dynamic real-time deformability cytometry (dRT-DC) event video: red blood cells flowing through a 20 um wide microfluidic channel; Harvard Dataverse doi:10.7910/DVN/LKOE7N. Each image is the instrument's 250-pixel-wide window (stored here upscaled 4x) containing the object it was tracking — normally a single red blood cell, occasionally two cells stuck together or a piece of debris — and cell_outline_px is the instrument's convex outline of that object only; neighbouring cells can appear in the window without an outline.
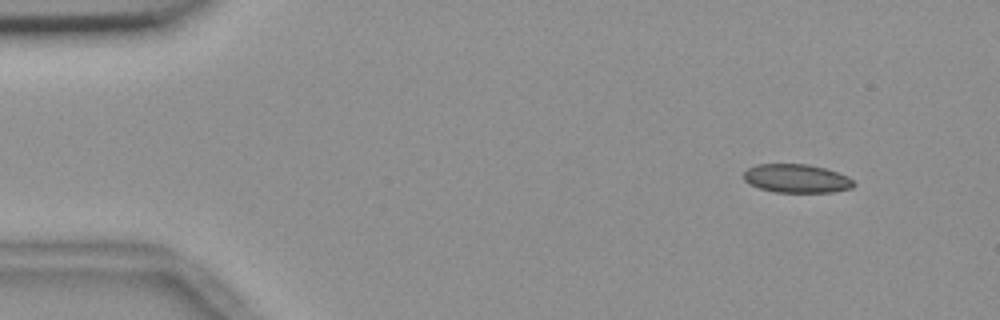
{"species": "common noctule bat (a hibernating species)", "species_latin": "Nyctalus noctula", "temperature_condition": "room temperature", "stored_images_in_passage": 4, "camera_frame_rate_fps": 3000, "um_per_image_px": 0.085, "animal": {"sex": "female", "body_mass_g": 18.4}, "frame": {"image": 1, "passage_image": 1, "time_ms": 0.0, "image_size_px": [1000, 320], "cell_outline_px": [[856, 184], [852, 188], [832, 192], [776, 192], [760, 188], [744, 180], [744, 172], [748, 168], [756, 164], [808, 164], [824, 168], [848, 176]], "centroid_in_image_um": [67.72, 15.17], "position_along_channel_um": 17.3, "area_um2": 18.21}}
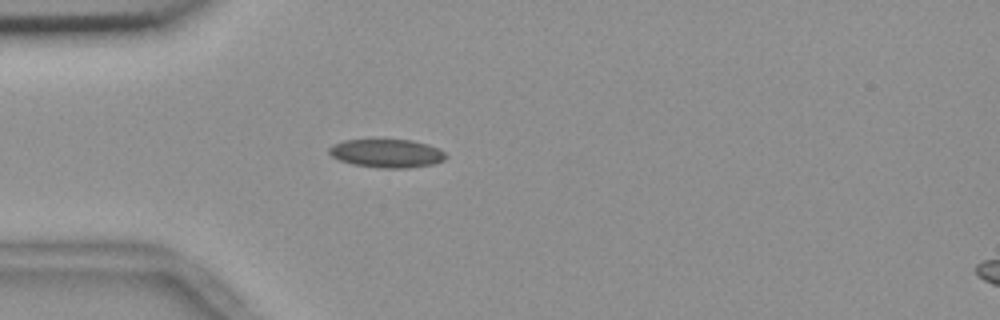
{"frame": {"image": 2, "passage_image": 4, "time_ms": 1.0, "image_size_px": [1000, 320], "cell_outline_px": [[448, 156], [444, 160], [432, 164], [408, 168], [380, 168], [352, 164], [340, 160], [332, 156], [328, 152], [328, 148], [332, 144], [344, 140], [372, 136], [412, 140], [428, 144], [444, 152]], "centroid_in_image_um": [32.82, 12.97], "position_along_channel_um": 52.2, "area_um2": 20.29}}